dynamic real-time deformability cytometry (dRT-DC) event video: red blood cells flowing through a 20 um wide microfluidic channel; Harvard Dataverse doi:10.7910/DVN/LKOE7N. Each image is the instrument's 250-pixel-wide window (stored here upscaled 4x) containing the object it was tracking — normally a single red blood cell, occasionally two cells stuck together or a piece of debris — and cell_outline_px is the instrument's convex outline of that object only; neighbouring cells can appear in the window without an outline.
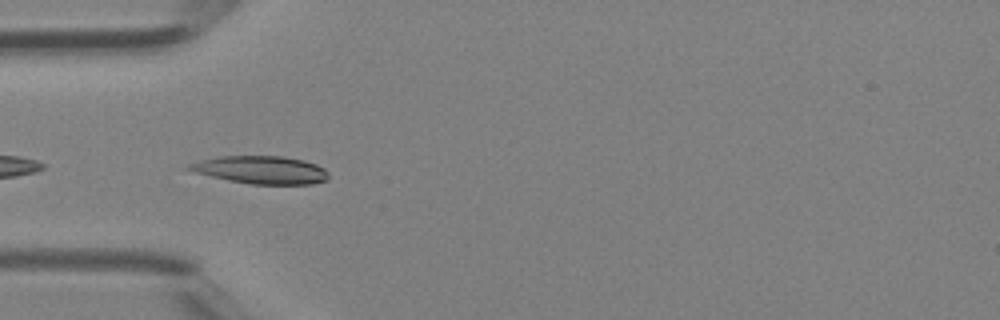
{"species": "Egyptian fruit bat (a non-hibernating species)", "species_latin": "Rousettus aegyptiacus", "temperature_condition": "room temperature", "stored_images_in_passage": 26, "camera_frame_rate_fps": 3000, "um_per_image_px": 0.085, "animal": {"sex": "female"}, "frame": {"image": 1, "passage_image": 8, "time_ms": 2.333, "image_size_px": [1000, 320], "cell_outline_px": [[328, 180], [312, 184], [252, 184], [228, 180], [196, 172], [184, 168], [188, 164], [200, 160], [216, 156], [284, 156], [304, 160], [316, 164], [324, 168], [328, 172]], "centroid_in_image_um": [22.2, 14.43], "position_along_channel_um": 62.8, "area_um2": 22.66}}